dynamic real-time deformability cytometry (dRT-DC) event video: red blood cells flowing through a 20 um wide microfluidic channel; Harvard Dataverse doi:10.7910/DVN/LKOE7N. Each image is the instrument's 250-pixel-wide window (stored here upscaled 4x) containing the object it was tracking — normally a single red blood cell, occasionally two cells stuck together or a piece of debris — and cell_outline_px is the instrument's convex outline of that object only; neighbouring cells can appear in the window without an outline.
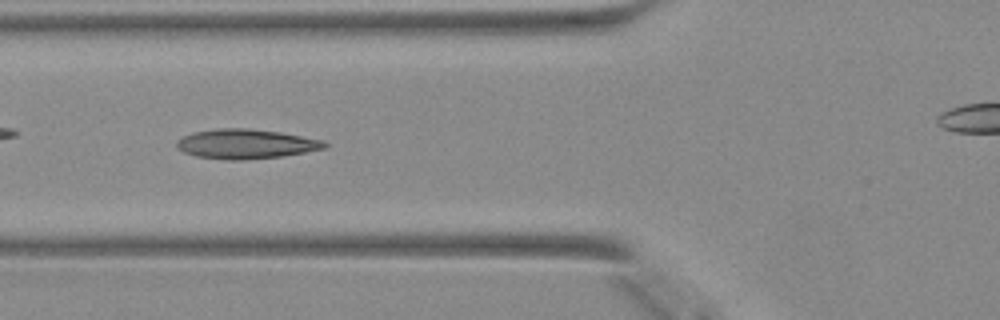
{"species": "Egyptian fruit bat (a non-hibernating species)", "species_latin": "Rousettus aegyptiacus", "temperature_condition": "warm", "stored_images_in_passage": 50, "camera_frame_rate_fps": 3000, "um_per_image_px": 0.085, "animal": {"sex": "female"}, "frame": {"image": 1, "passage_image": 19, "time_ms": 6.0, "image_size_px": [1000, 320], "cell_outline_px": [[328, 148], [284, 156], [240, 160], [228, 160], [196, 156], [184, 152], [176, 148], [176, 140], [192, 132], [220, 128], [248, 128], [280, 132], [324, 140], [328, 144]], "centroid_in_image_um": [20.92, 12.23], "position_along_channel_um": 104.9, "area_um2": 25.66}}
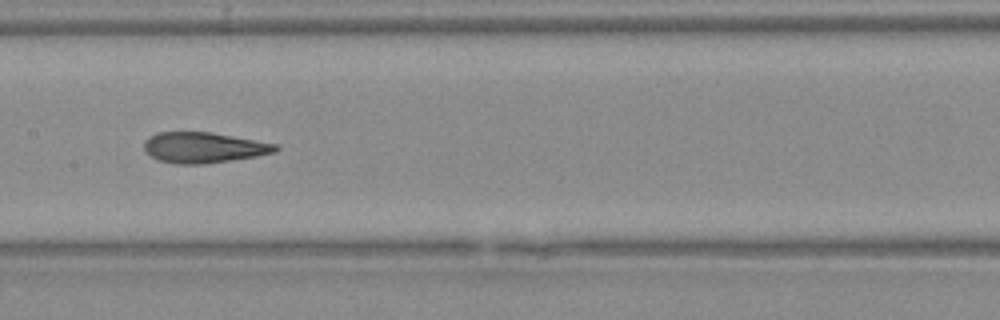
{"frame": {"image": 2, "passage_image": 25, "time_ms": 8.0, "image_size_px": [1000, 320], "cell_outline_px": [[280, 148], [276, 152], [256, 156], [232, 160], [204, 164], [172, 164], [156, 160], [148, 156], [144, 152], [144, 140], [156, 132], [212, 132], [276, 144]], "centroid_in_image_um": [17.25, 12.55], "position_along_channel_um": 190.2, "area_um2": 23.76}}
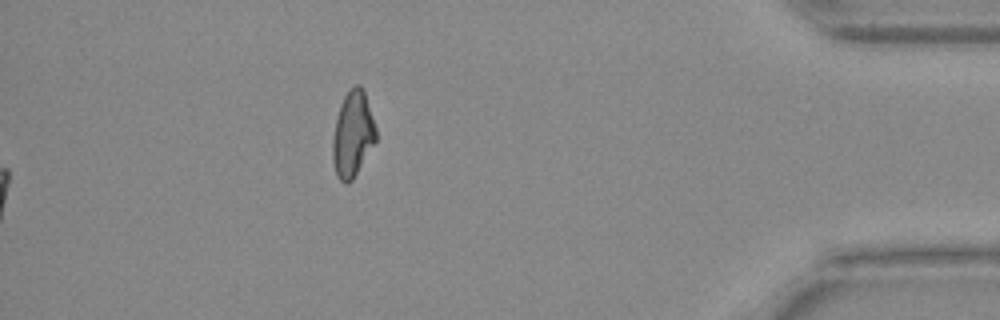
{"frame": {"image": 3, "passage_image": 50, "time_ms": 16.333, "image_size_px": [1000, 320], "cell_outline_px": [[376, 140], [352, 180], [348, 184], [344, 184], [336, 176], [332, 160], [332, 140], [336, 120], [340, 104], [344, 96], [356, 84], [360, 84], [364, 88], [376, 128]], "centroid_in_image_um": [29.97, 11.41], "position_along_channel_um": 405.2, "area_um2": 21.62}}